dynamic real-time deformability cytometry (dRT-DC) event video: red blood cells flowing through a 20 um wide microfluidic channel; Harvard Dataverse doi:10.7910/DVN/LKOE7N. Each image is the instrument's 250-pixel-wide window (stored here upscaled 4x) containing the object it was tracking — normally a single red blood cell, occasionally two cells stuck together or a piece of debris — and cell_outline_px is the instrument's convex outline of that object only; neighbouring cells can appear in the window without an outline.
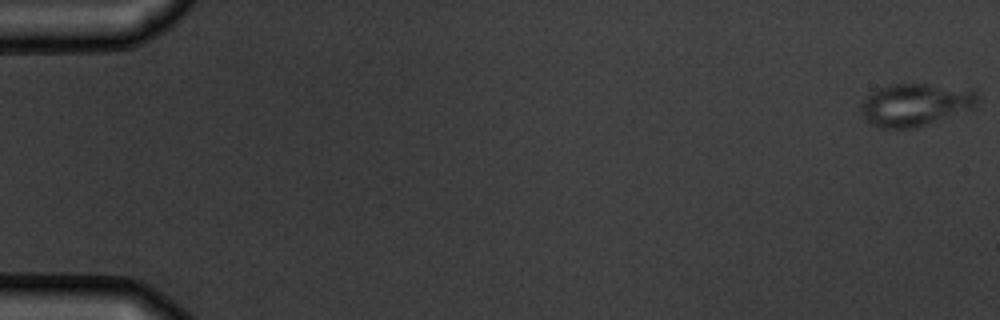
{"species": "common noctule bat (a hibernating species)", "species_latin": "Nyctalus noctula", "temperature_condition": "warm", "stored_images_in_passage": 5, "camera_frame_rate_fps": 3000, "um_per_image_px": 0.085, "animal": {"sex": "male", "body_mass_g": 19.5, "forearm_length_mm": 54.6}, "frame": {"image": 1, "passage_image": 5, "time_ms": 4.667, "image_size_px": [1000, 320], "cell_outline_px": [[980, 100], [972, 108], [912, 128], [876, 128], [860, 112], [860, 100], [868, 92], [888, 84], [928, 84], [976, 88], [980, 96]], "centroid_in_image_um": [77.79, 8.85], "position_along_channel_um": 7.2, "area_um2": 29.3}}